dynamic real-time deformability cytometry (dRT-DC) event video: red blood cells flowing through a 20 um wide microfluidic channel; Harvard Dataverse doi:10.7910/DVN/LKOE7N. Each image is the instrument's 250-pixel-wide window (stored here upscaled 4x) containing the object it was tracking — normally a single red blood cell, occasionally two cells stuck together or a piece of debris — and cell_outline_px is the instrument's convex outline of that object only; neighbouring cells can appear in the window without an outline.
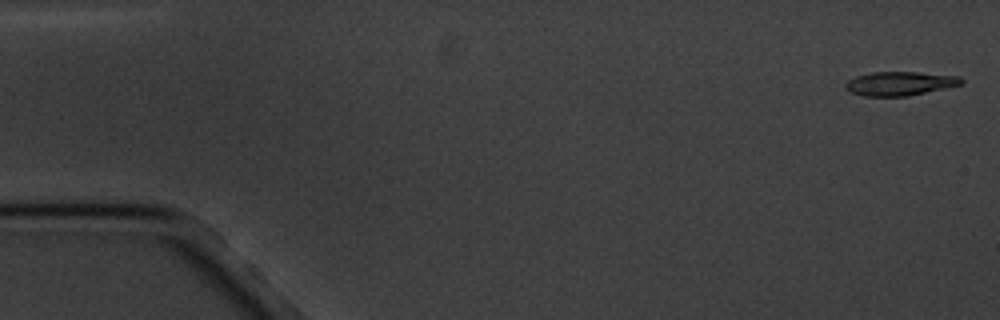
{"species": "common noctule bat (a hibernating species)", "species_latin": "Nyctalus noctula", "temperature_condition": "cold", "stored_images_in_passage": 6, "camera_frame_rate_fps": 3000, "um_per_image_px": 0.085, "animal": {"sex": "male", "body_mass_g": 20.1, "forearm_length_mm": 53.5}, "frame": {"image": 1, "passage_image": 1, "time_ms": 0.0, "image_size_px": [1000, 320], "cell_outline_px": [[964, 80], [960, 84], [944, 88], [908, 96], [864, 96], [852, 92], [844, 88], [844, 84], [848, 80], [856, 76], [872, 72], [920, 72], [960, 76]], "centroid_in_image_um": [76.47, 7.09], "position_along_channel_um": 8.5, "area_um2": 16.07}}